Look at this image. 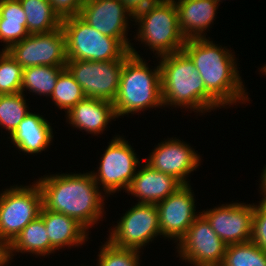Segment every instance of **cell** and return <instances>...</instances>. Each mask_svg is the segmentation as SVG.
Listing matches in <instances>:
<instances>
[{
    "label": "cell",
    "mask_w": 266,
    "mask_h": 266,
    "mask_svg": "<svg viewBox=\"0 0 266 266\" xmlns=\"http://www.w3.org/2000/svg\"><path fill=\"white\" fill-rule=\"evenodd\" d=\"M36 182L44 209L72 217L87 230L103 219L106 196L90 172L47 174Z\"/></svg>",
    "instance_id": "cell-1"
},
{
    "label": "cell",
    "mask_w": 266,
    "mask_h": 266,
    "mask_svg": "<svg viewBox=\"0 0 266 266\" xmlns=\"http://www.w3.org/2000/svg\"><path fill=\"white\" fill-rule=\"evenodd\" d=\"M182 51L194 63L206 90L224 108L250 101L232 50L207 37L187 39Z\"/></svg>",
    "instance_id": "cell-2"
},
{
    "label": "cell",
    "mask_w": 266,
    "mask_h": 266,
    "mask_svg": "<svg viewBox=\"0 0 266 266\" xmlns=\"http://www.w3.org/2000/svg\"><path fill=\"white\" fill-rule=\"evenodd\" d=\"M163 107L190 108L205 113L223 106L206 90L191 59L183 52L159 57Z\"/></svg>",
    "instance_id": "cell-3"
},
{
    "label": "cell",
    "mask_w": 266,
    "mask_h": 266,
    "mask_svg": "<svg viewBox=\"0 0 266 266\" xmlns=\"http://www.w3.org/2000/svg\"><path fill=\"white\" fill-rule=\"evenodd\" d=\"M129 52L123 63L118 92L113 101L118 118L163 106L160 65L157 64L154 69L149 68L133 43Z\"/></svg>",
    "instance_id": "cell-4"
},
{
    "label": "cell",
    "mask_w": 266,
    "mask_h": 266,
    "mask_svg": "<svg viewBox=\"0 0 266 266\" xmlns=\"http://www.w3.org/2000/svg\"><path fill=\"white\" fill-rule=\"evenodd\" d=\"M138 25L135 39L141 41L157 57L182 51L186 42L180 31L178 12L173 0H161L136 13ZM138 22V23H137Z\"/></svg>",
    "instance_id": "cell-5"
},
{
    "label": "cell",
    "mask_w": 266,
    "mask_h": 266,
    "mask_svg": "<svg viewBox=\"0 0 266 266\" xmlns=\"http://www.w3.org/2000/svg\"><path fill=\"white\" fill-rule=\"evenodd\" d=\"M67 60H120L129 50L117 39L98 32L79 16L62 19Z\"/></svg>",
    "instance_id": "cell-6"
},
{
    "label": "cell",
    "mask_w": 266,
    "mask_h": 266,
    "mask_svg": "<svg viewBox=\"0 0 266 266\" xmlns=\"http://www.w3.org/2000/svg\"><path fill=\"white\" fill-rule=\"evenodd\" d=\"M0 194V241L8 247L42 209V194L37 182L14 185Z\"/></svg>",
    "instance_id": "cell-7"
},
{
    "label": "cell",
    "mask_w": 266,
    "mask_h": 266,
    "mask_svg": "<svg viewBox=\"0 0 266 266\" xmlns=\"http://www.w3.org/2000/svg\"><path fill=\"white\" fill-rule=\"evenodd\" d=\"M101 156L98 171H90L97 186L108 197L122 189L127 191L140 164L134 148L125 138L115 135ZM113 193V194H112Z\"/></svg>",
    "instance_id": "cell-8"
},
{
    "label": "cell",
    "mask_w": 266,
    "mask_h": 266,
    "mask_svg": "<svg viewBox=\"0 0 266 266\" xmlns=\"http://www.w3.org/2000/svg\"><path fill=\"white\" fill-rule=\"evenodd\" d=\"M128 51L120 60L88 61L67 60L65 68L81 86L86 98L113 102L116 98L123 63Z\"/></svg>",
    "instance_id": "cell-9"
},
{
    "label": "cell",
    "mask_w": 266,
    "mask_h": 266,
    "mask_svg": "<svg viewBox=\"0 0 266 266\" xmlns=\"http://www.w3.org/2000/svg\"><path fill=\"white\" fill-rule=\"evenodd\" d=\"M158 236L161 237L156 204L136 203L111 228L107 240L115 247L140 251Z\"/></svg>",
    "instance_id": "cell-10"
},
{
    "label": "cell",
    "mask_w": 266,
    "mask_h": 266,
    "mask_svg": "<svg viewBox=\"0 0 266 266\" xmlns=\"http://www.w3.org/2000/svg\"><path fill=\"white\" fill-rule=\"evenodd\" d=\"M7 51L23 69L31 66L65 67L67 63L66 36L62 26L48 33L29 34Z\"/></svg>",
    "instance_id": "cell-11"
},
{
    "label": "cell",
    "mask_w": 266,
    "mask_h": 266,
    "mask_svg": "<svg viewBox=\"0 0 266 266\" xmlns=\"http://www.w3.org/2000/svg\"><path fill=\"white\" fill-rule=\"evenodd\" d=\"M176 246L180 259L193 266H221L227 248L202 214Z\"/></svg>",
    "instance_id": "cell-12"
},
{
    "label": "cell",
    "mask_w": 266,
    "mask_h": 266,
    "mask_svg": "<svg viewBox=\"0 0 266 266\" xmlns=\"http://www.w3.org/2000/svg\"><path fill=\"white\" fill-rule=\"evenodd\" d=\"M255 204L226 203L201 214L227 245L251 241Z\"/></svg>",
    "instance_id": "cell-13"
},
{
    "label": "cell",
    "mask_w": 266,
    "mask_h": 266,
    "mask_svg": "<svg viewBox=\"0 0 266 266\" xmlns=\"http://www.w3.org/2000/svg\"><path fill=\"white\" fill-rule=\"evenodd\" d=\"M78 16L98 32L117 38L130 49L127 32L129 20L133 21L134 16L121 0H86Z\"/></svg>",
    "instance_id": "cell-14"
},
{
    "label": "cell",
    "mask_w": 266,
    "mask_h": 266,
    "mask_svg": "<svg viewBox=\"0 0 266 266\" xmlns=\"http://www.w3.org/2000/svg\"><path fill=\"white\" fill-rule=\"evenodd\" d=\"M191 185H182L170 196L157 203L160 234L178 243L201 214L196 212Z\"/></svg>",
    "instance_id": "cell-15"
},
{
    "label": "cell",
    "mask_w": 266,
    "mask_h": 266,
    "mask_svg": "<svg viewBox=\"0 0 266 266\" xmlns=\"http://www.w3.org/2000/svg\"><path fill=\"white\" fill-rule=\"evenodd\" d=\"M200 155L189 144L176 137L158 143L146 159L154 170L173 176L188 185V176L200 165Z\"/></svg>",
    "instance_id": "cell-16"
},
{
    "label": "cell",
    "mask_w": 266,
    "mask_h": 266,
    "mask_svg": "<svg viewBox=\"0 0 266 266\" xmlns=\"http://www.w3.org/2000/svg\"><path fill=\"white\" fill-rule=\"evenodd\" d=\"M139 167L126 191L137 197L138 203L157 204L182 186L173 176L154 170L145 162Z\"/></svg>",
    "instance_id": "cell-17"
},
{
    "label": "cell",
    "mask_w": 266,
    "mask_h": 266,
    "mask_svg": "<svg viewBox=\"0 0 266 266\" xmlns=\"http://www.w3.org/2000/svg\"><path fill=\"white\" fill-rule=\"evenodd\" d=\"M65 114L67 123L72 127L93 136L105 131L111 119L118 118L113 102L86 97Z\"/></svg>",
    "instance_id": "cell-18"
},
{
    "label": "cell",
    "mask_w": 266,
    "mask_h": 266,
    "mask_svg": "<svg viewBox=\"0 0 266 266\" xmlns=\"http://www.w3.org/2000/svg\"><path fill=\"white\" fill-rule=\"evenodd\" d=\"M173 1L178 12L180 31L185 39L206 38V30L211 28L216 19L219 3L216 0Z\"/></svg>",
    "instance_id": "cell-19"
},
{
    "label": "cell",
    "mask_w": 266,
    "mask_h": 266,
    "mask_svg": "<svg viewBox=\"0 0 266 266\" xmlns=\"http://www.w3.org/2000/svg\"><path fill=\"white\" fill-rule=\"evenodd\" d=\"M53 129L42 115L30 112L8 138L24 154H40L53 141Z\"/></svg>",
    "instance_id": "cell-20"
},
{
    "label": "cell",
    "mask_w": 266,
    "mask_h": 266,
    "mask_svg": "<svg viewBox=\"0 0 266 266\" xmlns=\"http://www.w3.org/2000/svg\"><path fill=\"white\" fill-rule=\"evenodd\" d=\"M45 224L51 246L55 249L82 246L88 237V230L76 219L42 207L39 215Z\"/></svg>",
    "instance_id": "cell-21"
},
{
    "label": "cell",
    "mask_w": 266,
    "mask_h": 266,
    "mask_svg": "<svg viewBox=\"0 0 266 266\" xmlns=\"http://www.w3.org/2000/svg\"><path fill=\"white\" fill-rule=\"evenodd\" d=\"M56 250L51 246L43 219L38 216L30 222L7 247L8 264L16 255V252L22 254L28 253L37 256H46L54 253Z\"/></svg>",
    "instance_id": "cell-22"
},
{
    "label": "cell",
    "mask_w": 266,
    "mask_h": 266,
    "mask_svg": "<svg viewBox=\"0 0 266 266\" xmlns=\"http://www.w3.org/2000/svg\"><path fill=\"white\" fill-rule=\"evenodd\" d=\"M29 35L27 18L19 0H2L0 2V41L3 49L8 50L13 44Z\"/></svg>",
    "instance_id": "cell-23"
},
{
    "label": "cell",
    "mask_w": 266,
    "mask_h": 266,
    "mask_svg": "<svg viewBox=\"0 0 266 266\" xmlns=\"http://www.w3.org/2000/svg\"><path fill=\"white\" fill-rule=\"evenodd\" d=\"M27 18L29 34L51 32L62 25V19L53 10L49 0H19Z\"/></svg>",
    "instance_id": "cell-24"
},
{
    "label": "cell",
    "mask_w": 266,
    "mask_h": 266,
    "mask_svg": "<svg viewBox=\"0 0 266 266\" xmlns=\"http://www.w3.org/2000/svg\"><path fill=\"white\" fill-rule=\"evenodd\" d=\"M65 67L56 66H31L23 69L21 93L25 91L35 95L51 97L58 76L65 70Z\"/></svg>",
    "instance_id": "cell-25"
},
{
    "label": "cell",
    "mask_w": 266,
    "mask_h": 266,
    "mask_svg": "<svg viewBox=\"0 0 266 266\" xmlns=\"http://www.w3.org/2000/svg\"><path fill=\"white\" fill-rule=\"evenodd\" d=\"M25 94H0V127L11 136L30 113Z\"/></svg>",
    "instance_id": "cell-26"
},
{
    "label": "cell",
    "mask_w": 266,
    "mask_h": 266,
    "mask_svg": "<svg viewBox=\"0 0 266 266\" xmlns=\"http://www.w3.org/2000/svg\"><path fill=\"white\" fill-rule=\"evenodd\" d=\"M221 266H266V251L252 241L227 245Z\"/></svg>",
    "instance_id": "cell-27"
},
{
    "label": "cell",
    "mask_w": 266,
    "mask_h": 266,
    "mask_svg": "<svg viewBox=\"0 0 266 266\" xmlns=\"http://www.w3.org/2000/svg\"><path fill=\"white\" fill-rule=\"evenodd\" d=\"M55 106L67 113L72 107L85 98L81 86L76 82L71 73L65 69L56 82L50 97Z\"/></svg>",
    "instance_id": "cell-28"
},
{
    "label": "cell",
    "mask_w": 266,
    "mask_h": 266,
    "mask_svg": "<svg viewBox=\"0 0 266 266\" xmlns=\"http://www.w3.org/2000/svg\"><path fill=\"white\" fill-rule=\"evenodd\" d=\"M22 77L23 68L8 51H0V94L20 93Z\"/></svg>",
    "instance_id": "cell-29"
},
{
    "label": "cell",
    "mask_w": 266,
    "mask_h": 266,
    "mask_svg": "<svg viewBox=\"0 0 266 266\" xmlns=\"http://www.w3.org/2000/svg\"><path fill=\"white\" fill-rule=\"evenodd\" d=\"M97 266H140V252L136 249L118 248L108 240L99 249Z\"/></svg>",
    "instance_id": "cell-30"
},
{
    "label": "cell",
    "mask_w": 266,
    "mask_h": 266,
    "mask_svg": "<svg viewBox=\"0 0 266 266\" xmlns=\"http://www.w3.org/2000/svg\"><path fill=\"white\" fill-rule=\"evenodd\" d=\"M251 241L266 251V202L255 205Z\"/></svg>",
    "instance_id": "cell-31"
},
{
    "label": "cell",
    "mask_w": 266,
    "mask_h": 266,
    "mask_svg": "<svg viewBox=\"0 0 266 266\" xmlns=\"http://www.w3.org/2000/svg\"><path fill=\"white\" fill-rule=\"evenodd\" d=\"M86 0H49L53 10L61 19L78 16Z\"/></svg>",
    "instance_id": "cell-32"
},
{
    "label": "cell",
    "mask_w": 266,
    "mask_h": 266,
    "mask_svg": "<svg viewBox=\"0 0 266 266\" xmlns=\"http://www.w3.org/2000/svg\"><path fill=\"white\" fill-rule=\"evenodd\" d=\"M161 0H121L125 7L133 14V16L146 9L151 4L157 3Z\"/></svg>",
    "instance_id": "cell-33"
},
{
    "label": "cell",
    "mask_w": 266,
    "mask_h": 266,
    "mask_svg": "<svg viewBox=\"0 0 266 266\" xmlns=\"http://www.w3.org/2000/svg\"><path fill=\"white\" fill-rule=\"evenodd\" d=\"M266 166V165H265ZM262 173H261V176H260V181H261V184L260 185V195L262 196L261 198V201L263 202H266V167H264V169H262Z\"/></svg>",
    "instance_id": "cell-34"
},
{
    "label": "cell",
    "mask_w": 266,
    "mask_h": 266,
    "mask_svg": "<svg viewBox=\"0 0 266 266\" xmlns=\"http://www.w3.org/2000/svg\"><path fill=\"white\" fill-rule=\"evenodd\" d=\"M8 266L7 247L0 241V266Z\"/></svg>",
    "instance_id": "cell-35"
},
{
    "label": "cell",
    "mask_w": 266,
    "mask_h": 266,
    "mask_svg": "<svg viewBox=\"0 0 266 266\" xmlns=\"http://www.w3.org/2000/svg\"><path fill=\"white\" fill-rule=\"evenodd\" d=\"M260 72L266 75V64L263 67H261Z\"/></svg>",
    "instance_id": "cell-36"
}]
</instances>
